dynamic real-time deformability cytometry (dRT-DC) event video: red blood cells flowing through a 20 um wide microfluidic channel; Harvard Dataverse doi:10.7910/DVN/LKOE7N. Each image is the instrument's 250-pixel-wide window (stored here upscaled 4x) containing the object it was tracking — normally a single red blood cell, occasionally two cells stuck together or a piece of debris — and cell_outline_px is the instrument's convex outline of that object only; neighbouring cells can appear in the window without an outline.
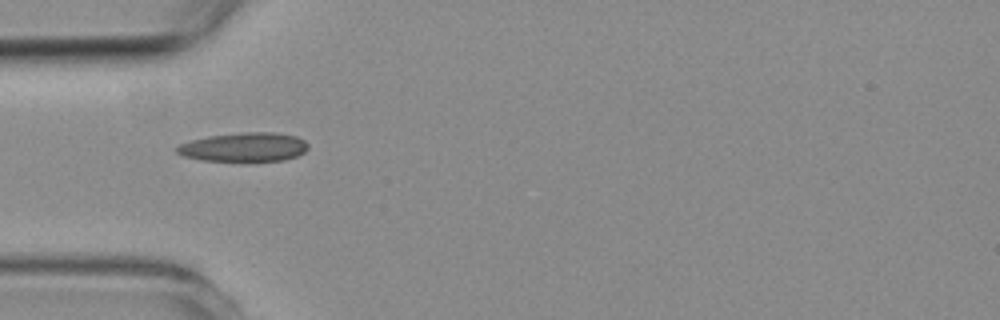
{"species": "common noctule bat (a hibernating species)", "species_latin": "Nyctalus noctula", "temperature_condition": "room temperature", "stored_images_in_passage": 6, "camera_frame_rate_fps": 3000, "um_per_image_px": 0.085, "animal": {"sex": "female", "body_mass_g": 19.3, "forearm_length_mm": 54.1}, "frame": {"image": 1, "passage_image": 3, "time_ms": 2.333, "image_size_px": [1000, 320], "cell_outline_px": [[308, 148], [304, 152], [296, 156], [284, 160], [204, 160], [184, 156], [176, 152], [176, 148], [180, 144], [192, 140], [208, 136], [244, 132], [272, 132], [296, 136], [304, 140], [308, 144]], "centroid_in_image_um": [20.77, 12.49], "position_along_channel_um": 64.2, "area_um2": 21.79}}
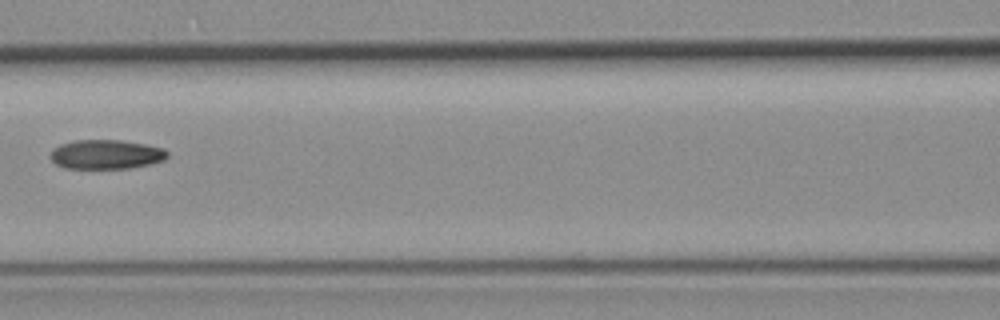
{"frame": {"image": 2, "passage_image": 5, "time_ms": 4.667, "image_size_px": [1000, 320], "cell_outline_px": [[168, 156], [164, 160], [152, 164], [128, 168], [64, 168], [56, 164], [48, 156], [52, 148], [60, 144], [72, 140], [120, 140], [144, 144], [164, 148], [168, 152]], "centroid_in_image_um": [8.99, 13.12], "position_along_channel_um": 157.6, "area_um2": 20.17}}
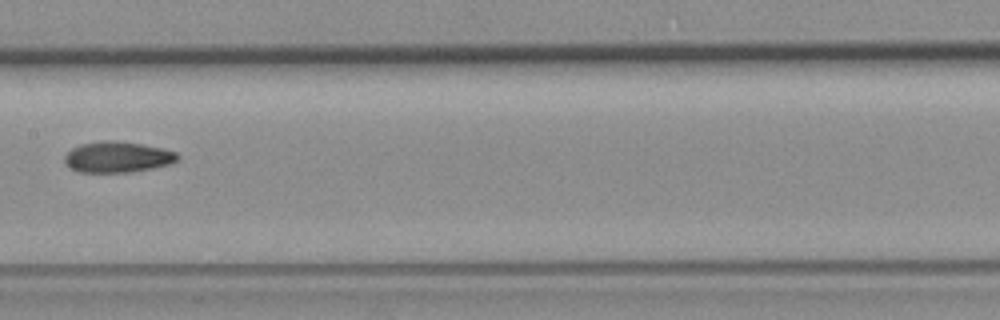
{"frame": {"image": 3, "passage_image": 6, "time_ms": 5.667, "image_size_px": [1000, 320], "cell_outline_px": [[180, 156], [176, 160], [168, 164], [152, 168], [132, 172], [80, 172], [64, 164], [64, 156], [72, 148], [80, 144], [108, 140], [112, 140], [140, 144], [164, 148], [176, 152]], "centroid_in_image_um": [9.97, 13.35], "position_along_channel_um": 197.4, "area_um2": 20.23}}